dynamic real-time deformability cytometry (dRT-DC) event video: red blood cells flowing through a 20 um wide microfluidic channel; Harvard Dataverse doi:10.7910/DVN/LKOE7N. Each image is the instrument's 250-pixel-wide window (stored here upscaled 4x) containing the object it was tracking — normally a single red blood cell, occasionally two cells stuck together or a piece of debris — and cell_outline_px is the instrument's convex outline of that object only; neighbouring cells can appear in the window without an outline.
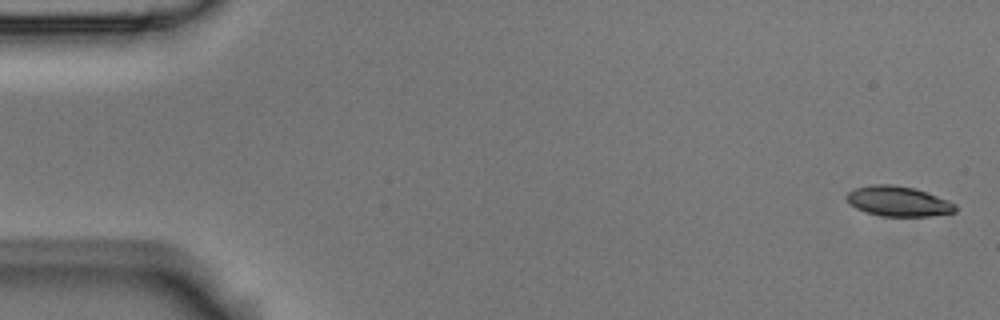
{"species": "Egyptian fruit bat (a non-hibernating species)", "species_latin": "Rousettus aegyptiacus", "temperature_condition": "room temperature", "stored_images_in_passage": 4, "camera_frame_rate_fps": 3000, "um_per_image_px": 0.085, "animal": {"sex": "male"}, "frame": {"image": 1, "passage_image": 1, "time_ms": 0.0, "image_size_px": [1000, 320], "cell_outline_px": [[956, 212], [932, 216], [880, 216], [856, 208], [848, 200], [848, 192], [856, 188], [872, 184], [888, 184], [916, 188], [948, 200], [956, 204]], "centroid_in_image_um": [76.41, 17.11], "position_along_channel_um": 8.6, "area_um2": 18.9}}
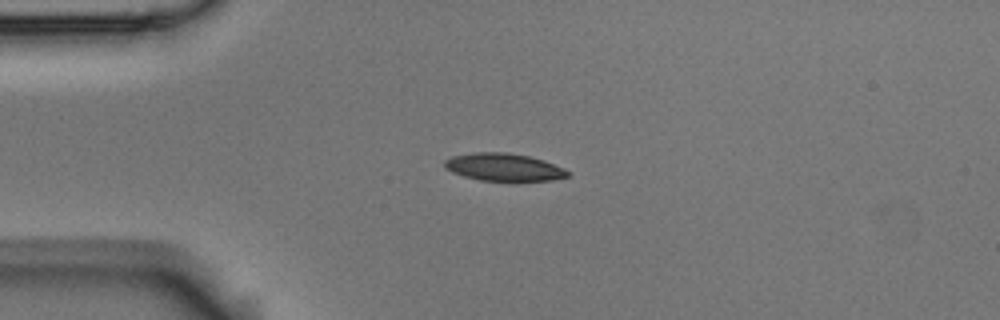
{"frame": {"image": 2, "passage_image": 4, "time_ms": 1.0, "image_size_px": [1000, 320], "cell_outline_px": [[568, 176], [552, 180], [480, 180], [464, 176], [452, 172], [444, 168], [444, 160], [452, 156], [476, 152], [508, 152], [528, 156], [544, 160], [564, 168], [568, 172]], "centroid_in_image_um": [42.79, 14.19], "position_along_channel_um": 42.2, "area_um2": 19.59}}